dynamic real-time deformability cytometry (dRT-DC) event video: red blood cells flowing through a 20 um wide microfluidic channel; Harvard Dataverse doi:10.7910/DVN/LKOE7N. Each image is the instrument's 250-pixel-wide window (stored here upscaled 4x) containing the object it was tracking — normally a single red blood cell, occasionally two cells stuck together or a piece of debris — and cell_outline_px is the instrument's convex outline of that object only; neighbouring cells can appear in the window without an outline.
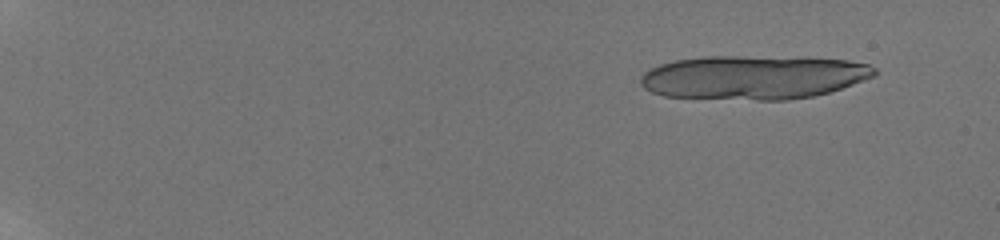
{"species": "human", "species_latin": "Homo sapiens", "temperature_condition": "room temperature", "stored_images_in_passage": 41, "camera_frame_rate_fps": 3000, "um_per_image_px": 0.085, "donor": {"sex": "male"}, "frame": {"image": 1, "passage_image": 6, "time_ms": 1.667, "image_size_px": [1000, 240], "cell_outline_px": [[880, 72], [876, 76], [828, 92], [812, 96], [788, 100], [756, 100], [664, 96], [652, 92], [644, 88], [640, 84], [640, 76], [644, 72], [660, 64], [676, 60], [704, 56], [740, 56], [848, 60], [868, 64], [876, 68]], "centroid_in_image_um": [64.03, 6.57], "position_along_channel_um": 21.0, "area_um2": 59.71}}
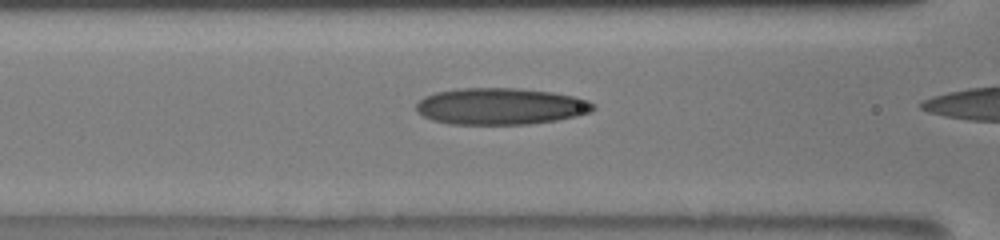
{"frame": {"image": 2, "passage_image": 39, "time_ms": 8.333, "image_size_px": [1000, 240], "cell_outline_px": [[596, 108], [588, 112], [576, 116], [556, 120], [528, 124], [448, 124], [432, 120], [416, 112], [416, 104], [424, 96], [436, 92], [460, 88], [516, 88], [552, 92], [576, 96], [588, 100], [596, 104]], "centroid_in_image_um": [42.55, 9.03], "position_along_channel_um": 124.1, "area_um2": 37.92}}